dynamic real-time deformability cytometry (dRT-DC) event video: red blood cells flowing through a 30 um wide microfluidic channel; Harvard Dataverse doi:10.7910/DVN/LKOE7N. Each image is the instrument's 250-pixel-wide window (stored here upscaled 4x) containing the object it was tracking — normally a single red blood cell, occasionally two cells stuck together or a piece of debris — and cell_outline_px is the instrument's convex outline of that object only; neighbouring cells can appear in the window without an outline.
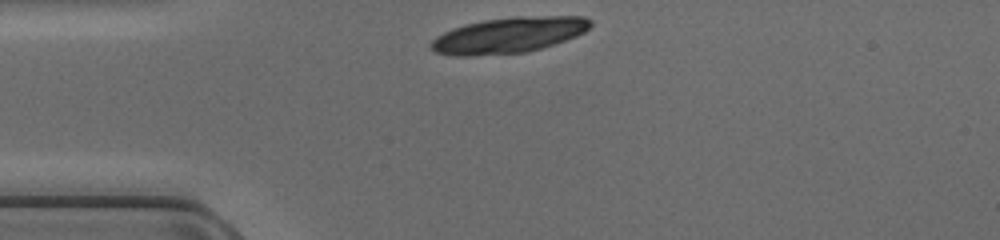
{"species": "common noctule bat (a hibernating species)", "species_latin": "Nyctalus noctula", "temperature_condition": "cold", "stored_images_in_passage": 29, "camera_frame_rate_fps": 3000, "um_per_image_px": 0.085, "animal": {"sex": "female", "body_mass_g": 17.0, "forearm_length_mm": 48.0}, "frame": {"image": 1, "passage_image": 1, "time_ms": 0.0, "image_size_px": [1000, 240], "cell_outline_px": [[592, 24], [584, 32], [576, 36], [540, 48], [524, 52], [468, 56], [456, 56], [436, 52], [428, 48], [428, 44], [436, 36], [452, 28], [464, 24], [484, 20], [516, 16], [584, 16], [592, 20]], "centroid_in_image_um": [43.2, 2.97], "position_along_channel_um": 41.8, "area_um2": 33.18}}